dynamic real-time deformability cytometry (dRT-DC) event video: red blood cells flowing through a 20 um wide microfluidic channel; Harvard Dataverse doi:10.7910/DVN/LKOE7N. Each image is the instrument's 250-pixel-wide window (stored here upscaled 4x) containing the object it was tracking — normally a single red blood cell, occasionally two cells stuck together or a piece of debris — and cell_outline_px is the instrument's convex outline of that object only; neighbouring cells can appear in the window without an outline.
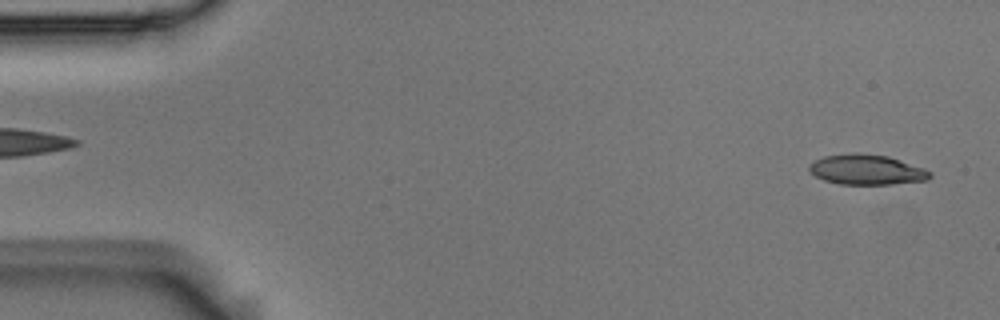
{"species": "Egyptian fruit bat (a non-hibernating species)", "species_latin": "Rousettus aegyptiacus", "temperature_condition": "room temperature", "stored_images_in_passage": 5, "segment_of_instrument_passage": [2, 2], "camera_frame_rate_fps": 3000, "um_per_image_px": 0.085, "animal": {"sex": "male"}, "frame": {"image": 1, "passage_image": 5, "time_ms": 1.333, "image_size_px": [1000, 320], "cell_outline_px": [[932, 176], [928, 180], [892, 184], [840, 184], [824, 180], [816, 176], [808, 168], [808, 164], [824, 156], [888, 156], [924, 168], [932, 172]], "centroid_in_image_um": [73.73, 14.47], "position_along_channel_um": 11.3, "area_um2": 20.29}}